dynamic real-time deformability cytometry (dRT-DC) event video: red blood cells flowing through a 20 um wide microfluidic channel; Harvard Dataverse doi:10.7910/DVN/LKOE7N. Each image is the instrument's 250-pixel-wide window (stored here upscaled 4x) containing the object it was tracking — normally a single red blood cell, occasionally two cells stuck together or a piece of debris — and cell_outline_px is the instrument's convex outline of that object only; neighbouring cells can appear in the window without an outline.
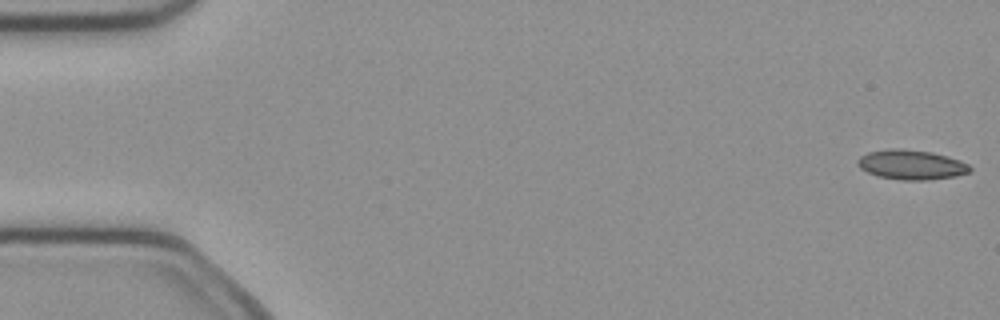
{"species": "common noctule bat (a hibernating species)", "species_latin": "Nyctalus noctula", "temperature_condition": "cold", "stored_images_in_passage": 19, "camera_frame_rate_fps": 3000, "um_per_image_px": 0.085, "animal": {"sex": "female", "body_mass_g": 21.9}, "frame": {"image": 1, "passage_image": 1, "time_ms": 0.0, "image_size_px": [1000, 320], "cell_outline_px": [[972, 168], [968, 172], [952, 176], [924, 180], [900, 180], [880, 176], [868, 172], [860, 168], [856, 164], [856, 160], [860, 156], [868, 152], [892, 148], [904, 148], [932, 152], [968, 164]], "centroid_in_image_um": [77.39, 13.99], "position_along_channel_um": 7.6, "area_um2": 19.13}}
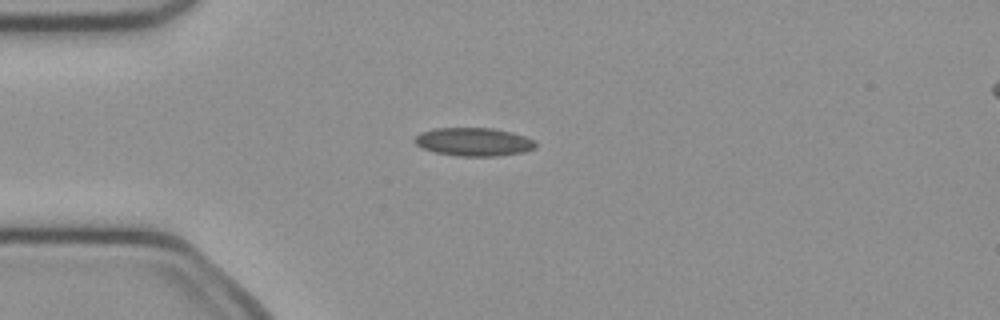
{"frame": {"image": 2, "passage_image": 13, "time_ms": 4.0, "image_size_px": [1000, 320], "cell_outline_px": [[536, 148], [524, 152], [496, 156], [456, 156], [436, 152], [424, 148], [416, 144], [412, 140], [420, 132], [432, 128], [492, 128], [512, 132], [536, 140]], "centroid_in_image_um": [40.28, 12.05], "position_along_channel_um": 44.7, "area_um2": 20.06}}
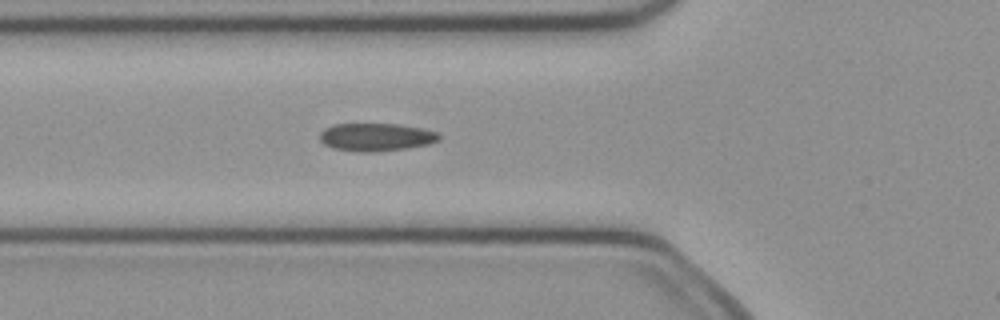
{"frame": {"image": 3, "passage_image": 18, "time_ms": 5.667, "image_size_px": [1000, 320], "cell_outline_px": [[440, 140], [428, 144], [408, 148], [376, 152], [360, 152], [332, 148], [324, 144], [320, 140], [320, 132], [324, 128], [332, 124], [396, 124], [420, 128], [436, 132], [440, 136]], "centroid_in_image_um": [31.93, 11.66], "position_along_channel_um": 93.9, "area_um2": 19.42}}